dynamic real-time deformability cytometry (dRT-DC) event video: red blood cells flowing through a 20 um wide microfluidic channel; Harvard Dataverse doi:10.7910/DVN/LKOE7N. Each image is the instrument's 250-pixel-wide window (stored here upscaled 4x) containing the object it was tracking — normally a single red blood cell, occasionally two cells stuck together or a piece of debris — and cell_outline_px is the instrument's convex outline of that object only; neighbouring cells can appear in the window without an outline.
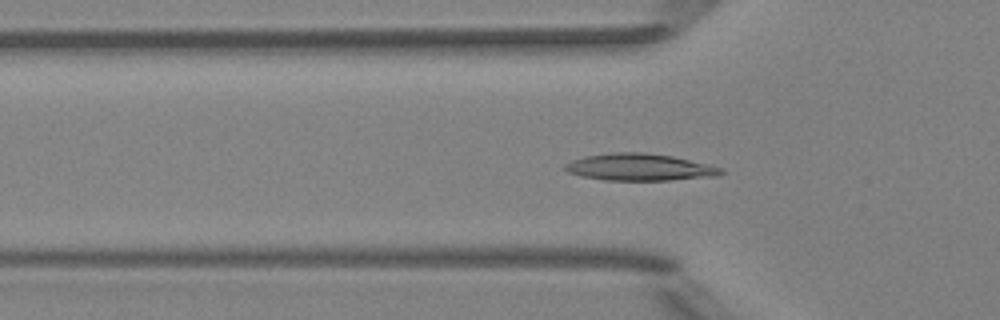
{"species": "Egyptian fruit bat (a non-hibernating species)", "species_latin": "Rousettus aegyptiacus", "temperature_condition": "room temperature", "stored_images_in_passage": 53, "segment_of_instrument_passage": [1, 2], "camera_frame_rate_fps": 3000, "um_per_image_px": 0.085, "animal": {"sex": "female"}, "frame": {"image": 1, "passage_image": 17, "time_ms": 5.333, "image_size_px": [1000, 320], "cell_outline_px": [[724, 172], [720, 176], [668, 180], [604, 180], [580, 176], [568, 172], [564, 168], [564, 164], [572, 160], [584, 156], [612, 152], [644, 152], [672, 156], [708, 164], [724, 168]], "centroid_in_image_um": [54.37, 14.21], "position_along_channel_um": 71.4, "area_um2": 24.68}}
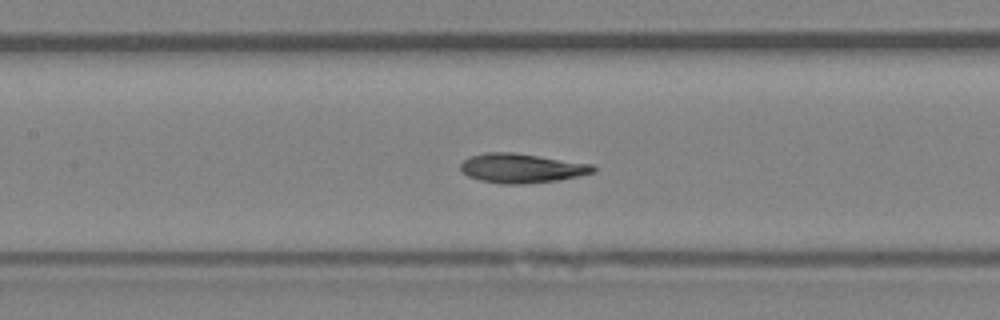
{"frame": {"image": 2, "passage_image": 24, "time_ms": 7.667, "image_size_px": [1000, 320], "cell_outline_px": [[596, 172], [556, 180], [524, 184], [500, 184], [480, 180], [468, 176], [460, 172], [460, 164], [468, 156], [484, 152], [512, 152], [592, 164], [596, 168]], "centroid_in_image_um": [44.27, 14.29], "position_along_channel_um": 163.1, "area_um2": 22.72}}
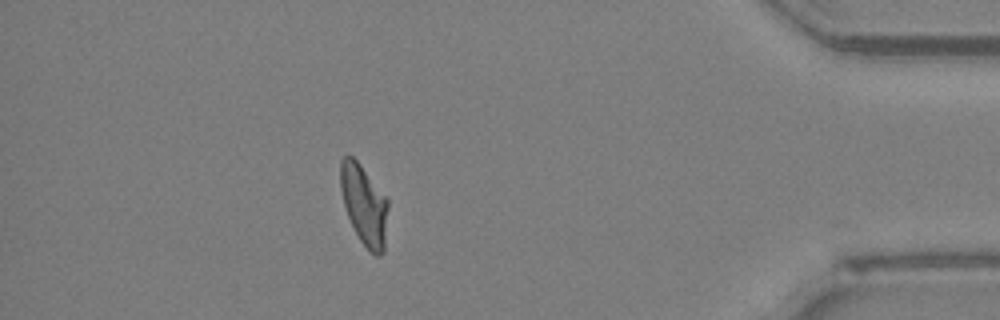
{"frame": {"image": 3, "passage_image": 46, "time_ms": 15.0, "image_size_px": [1000, 320], "cell_outline_px": [[388, 208], [384, 252], [380, 256], [376, 256], [360, 240], [348, 216], [344, 204], [340, 188], [340, 160], [344, 156], [352, 156], [360, 164], [388, 200]], "centroid_in_image_um": [30.95, 17.4], "position_along_channel_um": 404.2, "area_um2": 21.91}}